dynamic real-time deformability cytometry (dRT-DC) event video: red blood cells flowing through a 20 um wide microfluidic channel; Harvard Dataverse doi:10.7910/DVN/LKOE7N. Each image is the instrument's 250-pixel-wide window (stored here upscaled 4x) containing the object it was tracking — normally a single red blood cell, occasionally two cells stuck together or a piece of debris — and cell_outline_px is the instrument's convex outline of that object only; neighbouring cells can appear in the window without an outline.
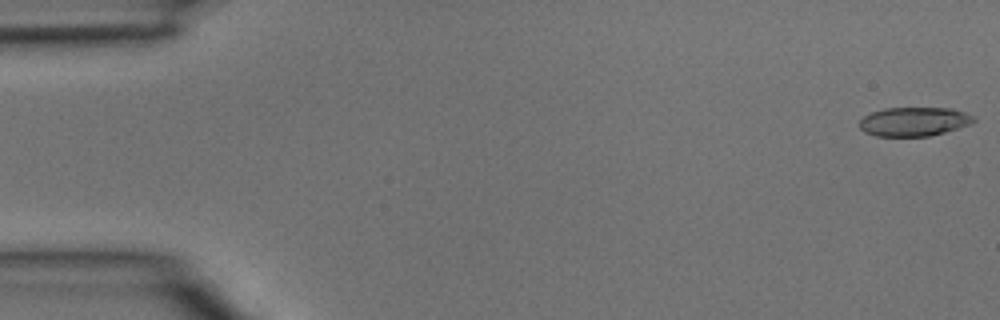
{"species": "common noctule bat (a hibernating species)", "species_latin": "Nyctalus noctula", "temperature_condition": "room temperature", "stored_images_in_passage": 4, "camera_frame_rate_fps": 3000, "um_per_image_px": 0.085, "animal": {"sex": "male", "body_mass_g": 15.6}, "frame": {"image": 1, "passage_image": 1, "time_ms": 0.0, "image_size_px": [1000, 320], "cell_outline_px": [[976, 120], [968, 124], [944, 132], [928, 136], [876, 136], [864, 132], [860, 128], [860, 120], [864, 116], [872, 112], [884, 108], [952, 108], [964, 112], [972, 116]], "centroid_in_image_um": [77.65, 10.33], "position_along_channel_um": 7.4, "area_um2": 19.07}}